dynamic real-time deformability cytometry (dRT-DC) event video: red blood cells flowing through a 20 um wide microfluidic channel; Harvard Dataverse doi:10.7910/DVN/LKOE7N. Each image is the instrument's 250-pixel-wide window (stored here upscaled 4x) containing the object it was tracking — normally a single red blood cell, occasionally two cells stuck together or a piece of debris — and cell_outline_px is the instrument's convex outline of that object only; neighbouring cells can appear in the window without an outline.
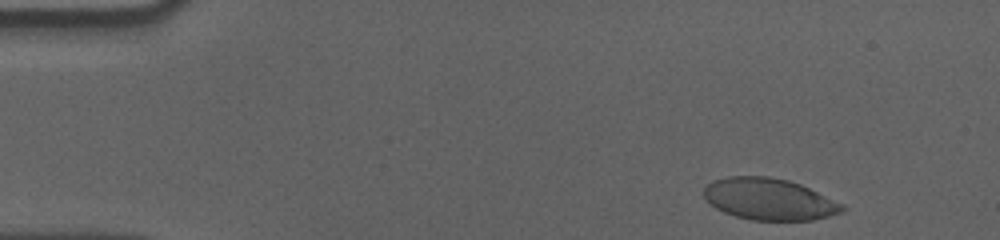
{"species": "human", "species_latin": "Homo sapiens", "temperature_condition": "cold", "stored_images_in_passage": 46, "camera_frame_rate_fps": 3000, "um_per_image_px": 0.085, "donor": {"sex": "male"}, "frame": {"image": 1, "passage_image": 2, "time_ms": 0.333, "image_size_px": [1000, 240], "cell_outline_px": [[848, 208], [844, 212], [812, 220], [752, 220], [736, 216], [724, 212], [716, 208], [704, 196], [704, 188], [708, 184], [716, 180], [728, 176], [768, 176], [788, 180], [800, 184], [844, 204]], "centroid_in_image_um": [65.43, 16.93], "position_along_channel_um": 19.6, "area_um2": 33.47}}
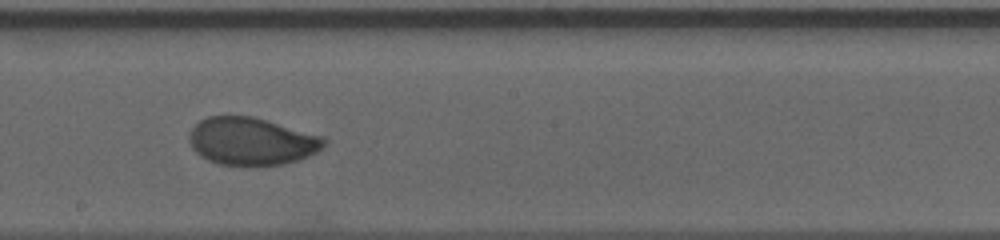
{"frame": {"image": 2, "passage_image": 28, "time_ms": 9.0, "image_size_px": [1000, 240], "cell_outline_px": [[328, 140], [316, 152], [308, 156], [284, 164], [220, 164], [208, 160], [200, 156], [192, 148], [188, 140], [188, 136], [192, 128], [200, 120], [208, 116], [252, 116], [324, 136]], "centroid_in_image_um": [21.36, 11.99], "position_along_channel_um": 226.8, "area_um2": 37.05}}
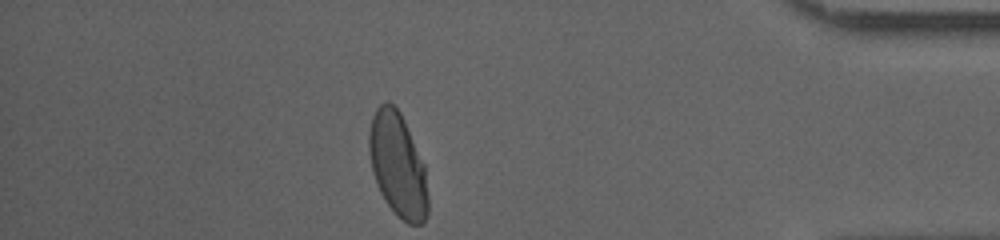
{"frame": {"image": 3, "passage_image": 46, "time_ms": 15.0, "image_size_px": [1000, 240], "cell_outline_px": [[428, 216], [424, 224], [408, 224], [384, 200], [380, 192], [372, 172], [368, 152], [368, 132], [372, 116], [376, 108], [380, 104], [388, 100], [400, 112], [404, 120], [424, 164], [428, 196]], "centroid_in_image_um": [33.8, 14.01], "position_along_channel_um": 401.4, "area_um2": 35.84}, "authors_computed_cell_mechanics": {"area_um2": 37.0498, "velocity_mm_per_s": 3.5454, "shape_relaxation_time_tau1_ms": 5.2353, "shape_relaxation_time_tau2_ms": null, "deformation_change_tau1": 0.1428, "deformation_change_tau2": null}}